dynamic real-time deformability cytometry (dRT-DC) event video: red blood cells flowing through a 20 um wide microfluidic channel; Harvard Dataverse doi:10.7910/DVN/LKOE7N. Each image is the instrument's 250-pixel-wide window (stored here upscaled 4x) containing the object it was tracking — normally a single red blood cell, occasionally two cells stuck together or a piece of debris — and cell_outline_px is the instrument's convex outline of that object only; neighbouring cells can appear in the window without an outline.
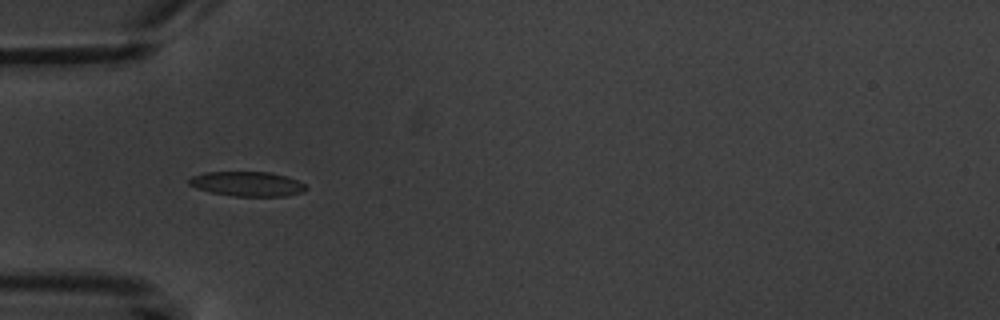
{"species": "common noctule bat (a hibernating species)", "species_latin": "Nyctalus noctula", "temperature_condition": "warm", "stored_images_in_passage": 9, "camera_frame_rate_fps": 3000, "um_per_image_px": 0.085, "animal": {"sex": "male", "body_mass_g": 20.1, "forearm_length_mm": 53.5}, "frame": {"image": 1, "passage_image": 6, "time_ms": 6.0, "image_size_px": [1000, 320], "cell_outline_px": [[308, 188], [304, 192], [284, 196], [232, 196], [212, 192], [196, 188], [188, 184], [188, 180], [192, 176], [204, 172], [272, 172], [288, 176], [304, 184]], "centroid_in_image_um": [21.03, 15.63], "position_along_channel_um": 64.0, "area_um2": 16.88}}